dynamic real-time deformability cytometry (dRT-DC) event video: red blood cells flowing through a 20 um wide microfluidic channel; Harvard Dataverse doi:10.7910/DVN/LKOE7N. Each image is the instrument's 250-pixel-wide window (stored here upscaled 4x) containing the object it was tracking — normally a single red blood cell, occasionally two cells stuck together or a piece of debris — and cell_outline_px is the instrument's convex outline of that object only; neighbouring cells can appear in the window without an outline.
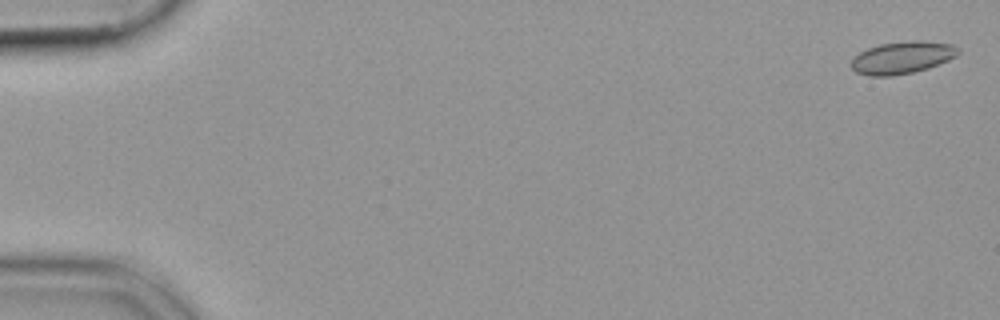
{"species": "common noctule bat (a hibernating species)", "species_latin": "Nyctalus noctula", "temperature_condition": "cold", "stored_images_in_passage": 16, "camera_frame_rate_fps": 3000, "um_per_image_px": 0.085, "animal": {"sex": "female", "body_mass_g": 19.9}, "frame": {"image": 1, "passage_image": 2, "time_ms": 0.333, "image_size_px": [1000, 320], "cell_outline_px": [[960, 52], [956, 56], [948, 60], [928, 68], [912, 72], [892, 76], [868, 76], [856, 72], [852, 68], [852, 60], [860, 52], [868, 48], [880, 44], [912, 40], [924, 40], [952, 44]], "centroid_in_image_um": [76.69, 4.89], "position_along_channel_um": 8.3, "area_um2": 20.0}}
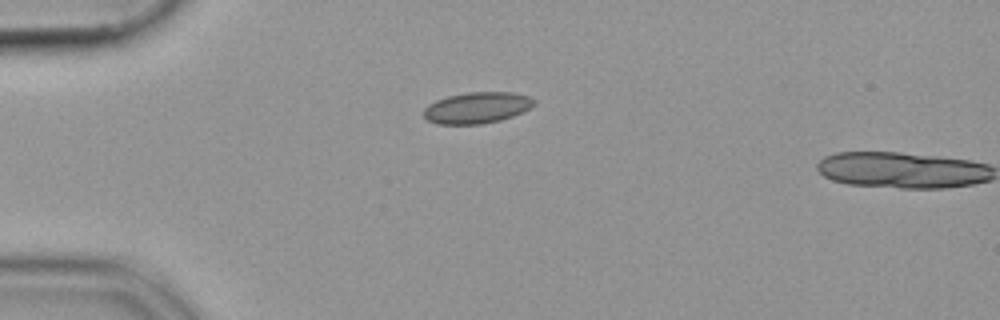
{"frame": {"image": 2, "passage_image": 15, "time_ms": 4.667, "image_size_px": [1000, 320], "cell_outline_px": [[536, 104], [524, 112], [500, 120], [480, 124], [436, 124], [428, 120], [424, 116], [424, 108], [428, 104], [436, 100], [448, 96], [468, 92], [512, 92], [528, 96], [536, 100]], "centroid_in_image_um": [40.56, 9.15], "position_along_channel_um": 44.4, "area_um2": 20.17}}